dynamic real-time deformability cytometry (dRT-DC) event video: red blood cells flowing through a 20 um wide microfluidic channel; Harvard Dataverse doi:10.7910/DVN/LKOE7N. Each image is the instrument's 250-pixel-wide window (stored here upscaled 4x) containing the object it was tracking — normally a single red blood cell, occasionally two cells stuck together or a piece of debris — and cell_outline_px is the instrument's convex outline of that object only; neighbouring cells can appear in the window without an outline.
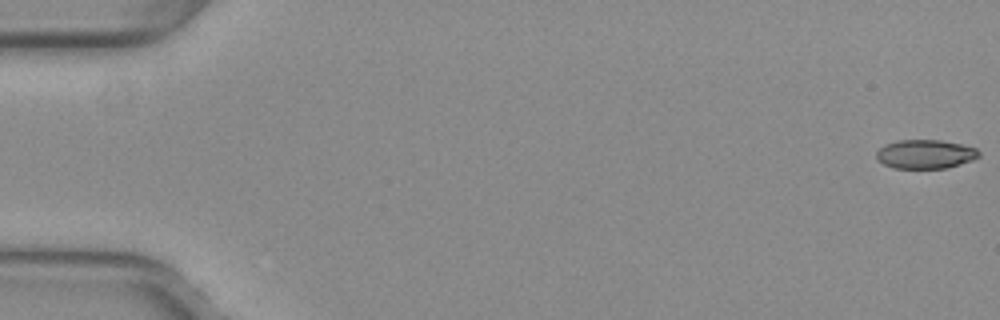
{"species": "common noctule bat (a hibernating species)", "species_latin": "Nyctalus noctula", "temperature_condition": "warm", "stored_images_in_passage": 44, "camera_frame_rate_fps": 3000, "um_per_image_px": 0.085, "animal": {"sex": "female", "body_mass_g": 29.2, "forearm_length_mm": 56.3}, "frame": {"image": 1, "passage_image": 1, "time_ms": 0.0, "image_size_px": [1000, 320], "cell_outline_px": [[980, 156], [972, 160], [948, 168], [892, 168], [876, 160], [876, 152], [884, 144], [900, 140], [940, 140], [960, 144], [976, 148], [980, 152]], "centroid_in_image_um": [78.63, 13.1], "position_along_channel_um": 6.4, "area_um2": 17.34}}
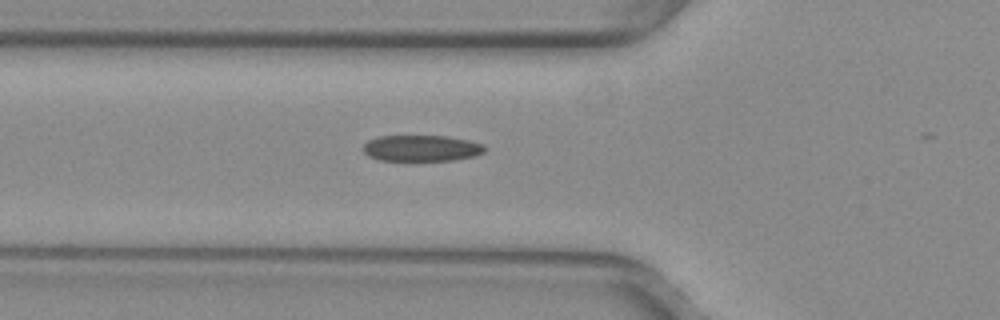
{"frame": {"image": 2, "passage_image": 20, "time_ms": 6.333, "image_size_px": [1000, 320], "cell_outline_px": [[484, 152], [476, 156], [452, 160], [380, 160], [368, 156], [364, 152], [364, 144], [368, 140], [380, 136], [448, 136], [468, 140], [484, 144]], "centroid_in_image_um": [35.84, 12.59], "position_along_channel_um": 90.0, "area_um2": 18.44}}
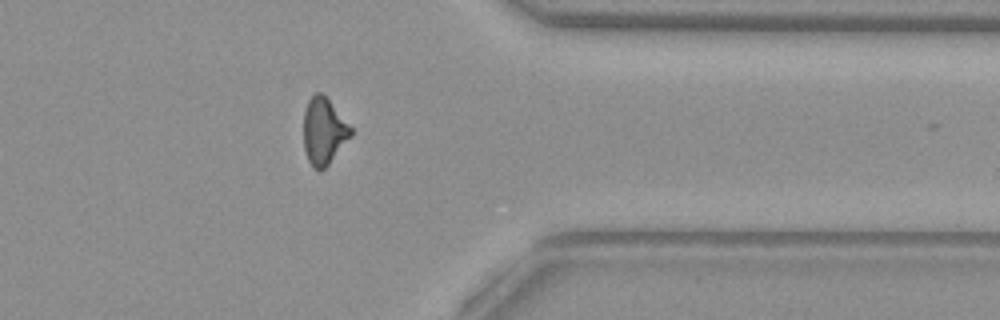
{"frame": {"image": 3, "passage_image": 43, "time_ms": 14.0, "image_size_px": [1000, 320], "cell_outline_px": [[352, 136], [328, 164], [320, 172], [312, 168], [308, 160], [304, 148], [304, 112], [308, 100], [316, 92], [320, 92], [328, 100], [352, 128]], "centroid_in_image_um": [27.51, 11.19], "position_along_channel_um": 383.9, "area_um2": 18.15}}